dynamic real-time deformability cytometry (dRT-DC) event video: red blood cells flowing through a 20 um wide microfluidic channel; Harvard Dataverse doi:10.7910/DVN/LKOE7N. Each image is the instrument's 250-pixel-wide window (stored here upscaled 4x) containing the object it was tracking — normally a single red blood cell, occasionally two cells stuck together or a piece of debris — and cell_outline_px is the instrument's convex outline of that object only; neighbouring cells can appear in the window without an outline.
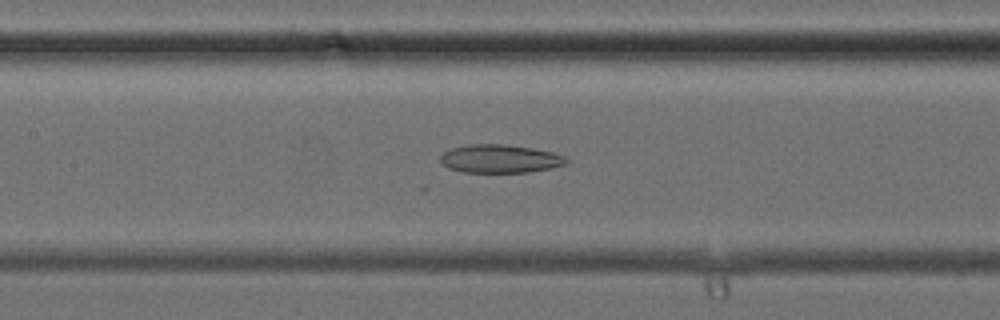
{"species": "common noctule bat (a hibernating species)", "species_latin": "Nyctalus noctula", "temperature_condition": "cold", "stored_images_in_passage": 32, "segment_of_instrument_passage": [1, 2], "camera_frame_rate_fps": 3000, "um_per_image_px": 0.085, "animal": {"sex": "female", "body_mass_g": 24.6, "forearm_length_mm": 56.2}, "frame": {"image": 1, "passage_image": 18, "time_ms": 5.667, "image_size_px": [1000, 320], "cell_outline_px": [[572, 160], [564, 164], [552, 168], [528, 172], [464, 172], [448, 168], [440, 160], [440, 156], [444, 152], [452, 148], [468, 144], [504, 144], [532, 148], [552, 152], [564, 156]], "centroid_in_image_um": [42.52, 13.49], "position_along_channel_um": 164.9, "area_um2": 20.75}}
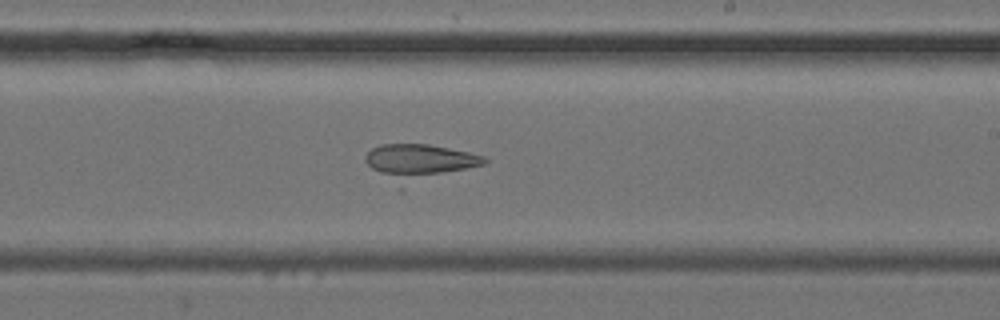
{"frame": {"image": 2, "passage_image": 23, "time_ms": 7.333, "image_size_px": [1000, 320], "cell_outline_px": [[488, 160], [484, 164], [400, 192], [372, 168], [364, 160], [364, 156], [372, 148], [380, 144], [428, 144], [468, 152], [484, 156]], "centroid_in_image_um": [35.61, 13.89], "position_along_channel_um": 253.4, "area_um2": 26.3}}
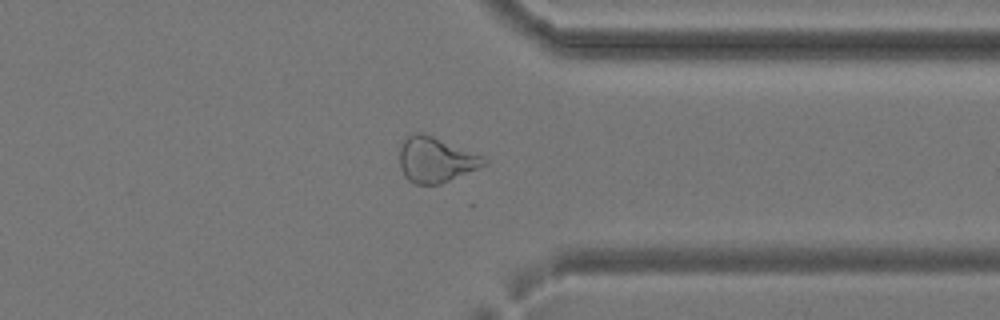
{"frame": {"image": 3, "passage_image": 30, "time_ms": 9.667, "image_size_px": [1000, 320], "cell_outline_px": [[488, 160], [484, 164], [476, 168], [440, 184], [416, 184], [408, 180], [404, 176], [400, 168], [400, 144], [408, 136], [416, 132], [424, 132], [480, 156]], "centroid_in_image_um": [36.95, 13.57], "position_along_channel_um": 374.5, "area_um2": 21.73}}